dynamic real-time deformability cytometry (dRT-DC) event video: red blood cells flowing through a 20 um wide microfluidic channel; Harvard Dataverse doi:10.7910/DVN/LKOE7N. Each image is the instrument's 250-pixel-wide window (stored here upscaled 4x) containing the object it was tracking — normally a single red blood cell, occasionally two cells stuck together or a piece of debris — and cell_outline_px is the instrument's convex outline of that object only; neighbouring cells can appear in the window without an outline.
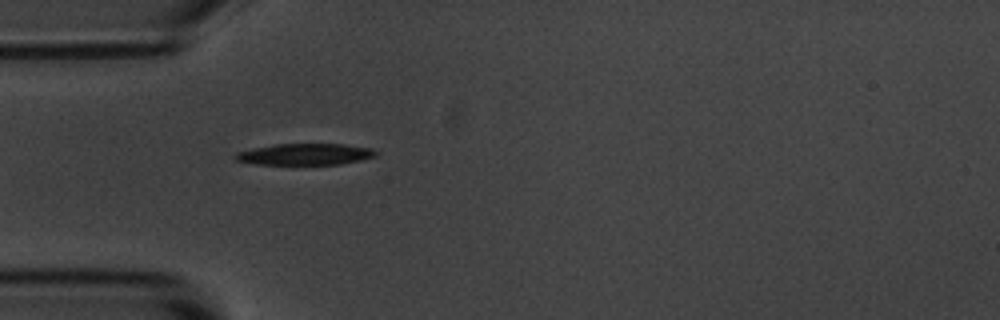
{"species": "common noctule bat (a hibernating species)", "species_latin": "Nyctalus noctula", "temperature_condition": "room temperature", "stored_images_in_passage": 4, "camera_frame_rate_fps": 3000, "um_per_image_px": 0.085, "animal": {"sex": "male", "body_mass_g": 20.1, "forearm_length_mm": 53.5}, "frame": {"image": 1, "passage_image": 4, "time_ms": 1.0, "image_size_px": [1000, 320], "cell_outline_px": [[380, 152], [376, 156], [360, 160], [340, 164], [256, 164], [236, 160], [232, 156], [236, 152], [252, 148], [276, 144], [344, 144], [372, 148]], "centroid_in_image_um": [25.94, 13.1], "position_along_channel_um": 59.1, "area_um2": 17.57}}